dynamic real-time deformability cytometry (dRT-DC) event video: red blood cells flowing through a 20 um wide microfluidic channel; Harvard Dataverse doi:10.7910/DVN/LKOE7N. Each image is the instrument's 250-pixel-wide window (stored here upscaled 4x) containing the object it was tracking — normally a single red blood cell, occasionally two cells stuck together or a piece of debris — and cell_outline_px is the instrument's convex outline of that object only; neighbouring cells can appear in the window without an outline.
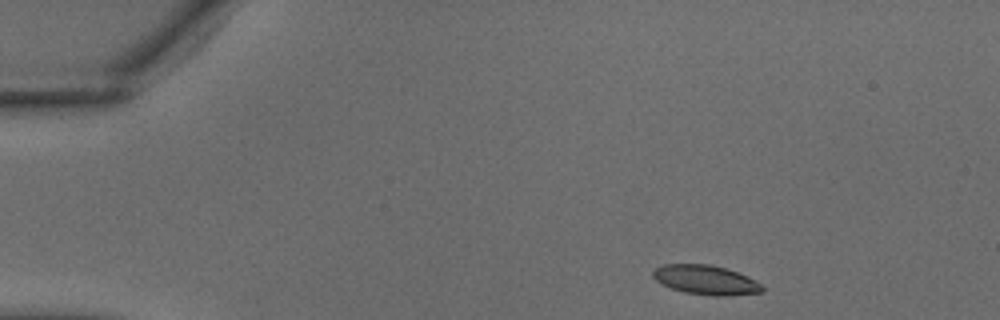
{"species": "common noctule bat (a hibernating species)", "species_latin": "Nyctalus noctula", "temperature_condition": "warm", "stored_images_in_passage": 10, "camera_frame_rate_fps": 3000, "um_per_image_px": 0.085, "animal": {"sex": "male", "body_mass_g": 18.8}, "frame": {"image": 1, "passage_image": 1, "time_ms": 0.0, "image_size_px": [1000, 320], "cell_outline_px": [[764, 292], [728, 296], [716, 296], [684, 292], [672, 288], [656, 280], [652, 276], [652, 272], [656, 268], [664, 264], [708, 264], [724, 268], [748, 276], [760, 284], [764, 288]], "centroid_in_image_um": [60.0, 23.8], "position_along_channel_um": 25.0, "area_um2": 18.55}}
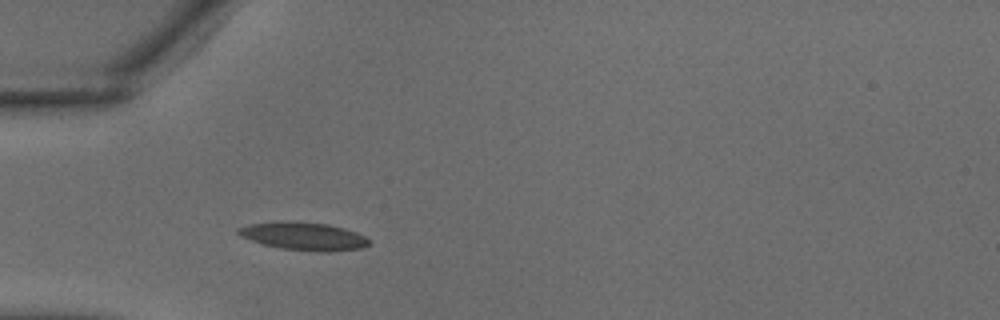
{"frame": {"image": 2, "passage_image": 7, "time_ms": 2.0, "image_size_px": [1000, 320], "cell_outline_px": [[368, 244], [360, 248], [328, 252], [320, 252], [280, 248], [264, 244], [240, 236], [236, 232], [236, 228], [248, 224], [280, 220], [284, 220], [328, 224], [344, 228], [356, 232], [364, 236], [368, 240]], "centroid_in_image_um": [25.75, 20.06], "position_along_channel_um": 59.2, "area_um2": 21.33}}
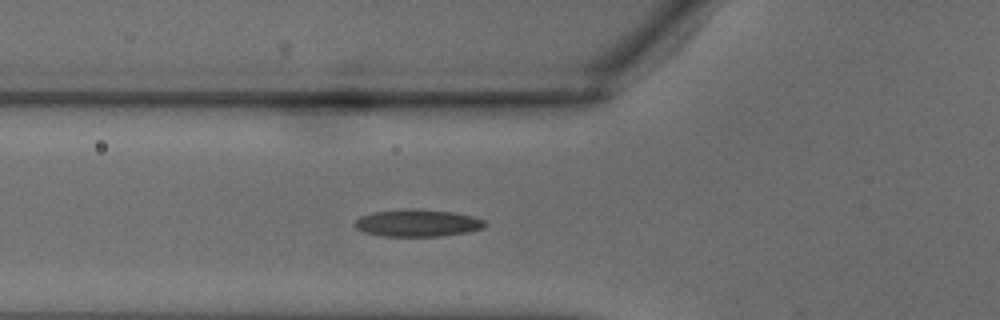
{"frame": {"image": 3, "passage_image": 9, "time_ms": 2.667, "image_size_px": [1000, 320], "cell_outline_px": [[488, 224], [480, 228], [468, 232], [440, 236], [384, 236], [364, 232], [356, 228], [352, 224], [360, 216], [372, 212], [408, 208], [412, 208], [456, 212], [472, 216], [484, 220]], "centroid_in_image_um": [35.47, 18.94], "position_along_channel_um": 90.3, "area_um2": 20.75}}